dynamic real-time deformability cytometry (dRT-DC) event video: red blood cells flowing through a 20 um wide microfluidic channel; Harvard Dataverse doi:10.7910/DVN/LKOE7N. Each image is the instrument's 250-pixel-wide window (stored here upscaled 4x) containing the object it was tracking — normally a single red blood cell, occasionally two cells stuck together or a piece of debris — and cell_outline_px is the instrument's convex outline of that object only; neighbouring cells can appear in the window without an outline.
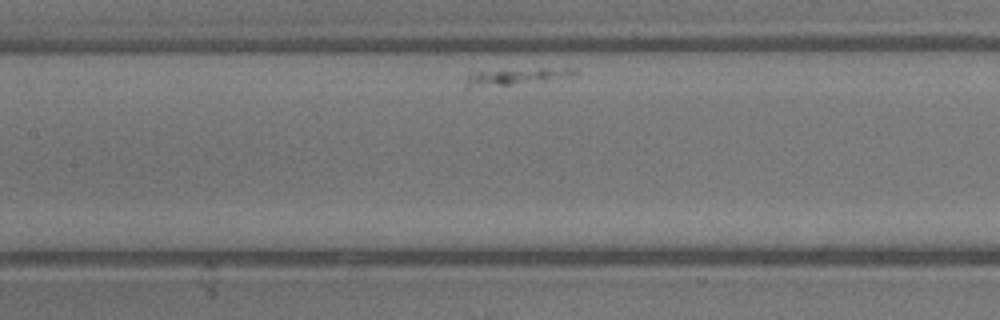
{"species": "common noctule bat (a hibernating species)", "species_latin": "Nyctalus noctula", "temperature_condition": "warm", "stored_images_in_passage": 31, "camera_frame_rate_fps": 3000, "um_per_image_px": 0.085, "animal": {"sex": "male", "body_mass_g": 13.3}, "frame": {"image": 1, "passage_image": 10, "time_ms": 3.0, "image_size_px": [1000, 320], "cell_outline_px": [[576, 72], [568, 76], [544, 80], [512, 84], [468, 88], [464, 88], [464, 84], [468, 76], [472, 72], [540, 68], [576, 68]], "centroid_in_image_um": [43.76, 6.5], "position_along_channel_um": 163.6, "area_um2": 10.12}}